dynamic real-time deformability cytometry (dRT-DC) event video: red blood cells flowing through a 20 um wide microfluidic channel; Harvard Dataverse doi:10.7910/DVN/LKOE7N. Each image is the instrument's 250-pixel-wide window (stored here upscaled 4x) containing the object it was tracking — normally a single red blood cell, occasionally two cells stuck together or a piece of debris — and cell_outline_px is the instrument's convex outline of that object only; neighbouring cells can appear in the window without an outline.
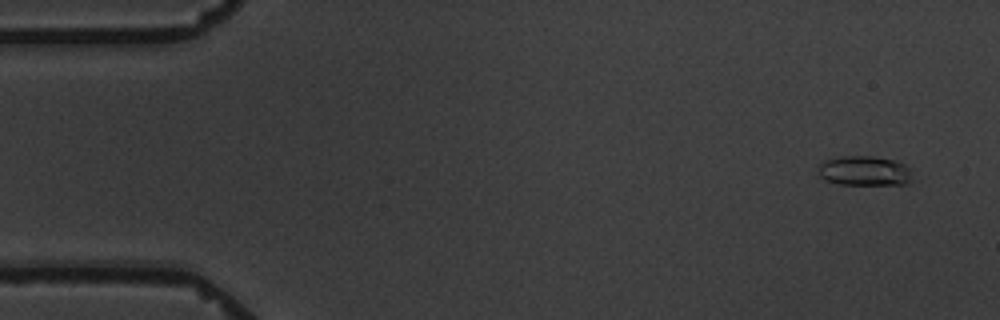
{"species": "common noctule bat (a hibernating species)", "species_latin": "Nyctalus noctula", "temperature_condition": "warm", "stored_images_in_passage": 4, "camera_frame_rate_fps": 3000, "um_per_image_px": 0.085, "animal": {"sex": "male", "body_mass_g": 19.5, "forearm_length_mm": 54.6}, "frame": {"image": 1, "passage_image": 1, "time_ms": 0.0, "image_size_px": [1000, 320], "cell_outline_px": [[916, 180], [908, 184], [840, 184], [828, 180], [820, 176], [820, 164], [824, 160], [840, 156], [872, 156], [896, 160], [904, 164], [908, 168]], "centroid_in_image_um": [73.56, 14.52], "position_along_channel_um": 11.4, "area_um2": 16.36}}